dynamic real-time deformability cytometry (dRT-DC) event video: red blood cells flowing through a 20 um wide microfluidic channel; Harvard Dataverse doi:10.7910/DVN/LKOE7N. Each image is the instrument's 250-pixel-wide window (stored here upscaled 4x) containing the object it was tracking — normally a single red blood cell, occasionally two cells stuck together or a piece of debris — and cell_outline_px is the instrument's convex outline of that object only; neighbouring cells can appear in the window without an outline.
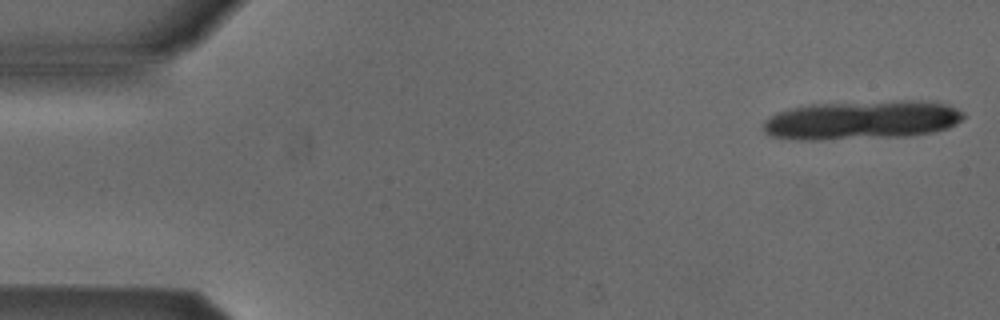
{"species": "Egyptian fruit bat (a non-hibernating species)", "species_latin": "Rousettus aegyptiacus", "temperature_condition": "cold", "stored_images_in_passage": 19, "camera_frame_rate_fps": 3000, "um_per_image_px": 0.085, "animal": {"sex": "male"}, "frame": {"image": 1, "passage_image": 1, "time_ms": 0.0, "image_size_px": [1000, 320], "cell_outline_px": [[964, 116], [956, 124], [948, 128], [932, 132], [908, 136], [816, 140], [800, 140], [772, 136], [764, 128], [764, 124], [772, 116], [780, 112], [792, 108], [812, 104], [944, 104], [956, 108], [964, 112]], "centroid_in_image_um": [73.2, 10.28], "position_along_channel_um": 11.8, "area_um2": 42.83}}
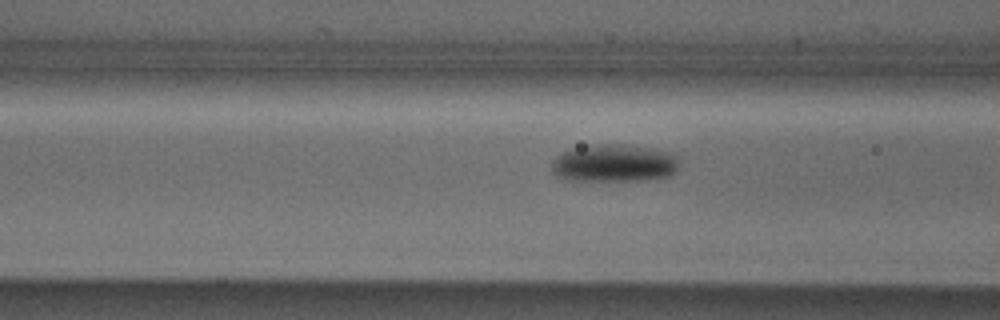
{"frame": {"image": 2, "passage_image": 17, "time_ms": 5.333, "image_size_px": [1000, 320], "cell_outline_px": [[676, 168], [668, 176], [636, 180], [564, 180], [556, 176], [552, 172], [552, 160], [556, 156], [564, 152], [580, 148], [600, 144], [620, 144], [652, 148], [672, 152], [676, 156]], "centroid_in_image_um": [52.16, 13.87], "position_along_channel_um": 114.4, "area_um2": 27.46}}